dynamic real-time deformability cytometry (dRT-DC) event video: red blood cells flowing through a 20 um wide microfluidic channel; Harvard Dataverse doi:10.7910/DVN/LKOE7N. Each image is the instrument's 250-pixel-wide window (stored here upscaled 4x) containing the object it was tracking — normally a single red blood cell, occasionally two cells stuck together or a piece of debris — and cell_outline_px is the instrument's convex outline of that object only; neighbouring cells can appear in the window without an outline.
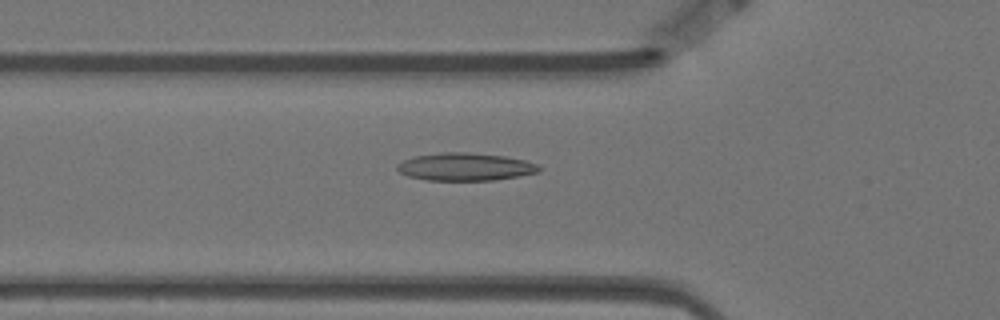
{"species": "Egyptian fruit bat (a non-hibernating species)", "species_latin": "Rousettus aegyptiacus", "temperature_condition": "warm", "stored_images_in_passage": 41, "camera_frame_rate_fps": 3000, "um_per_image_px": 0.085, "animal": {"sex": "female"}, "frame": {"image": 1, "passage_image": 3, "time_ms": 0.667, "image_size_px": [1000, 320], "cell_outline_px": [[540, 172], [496, 180], [428, 180], [408, 176], [400, 172], [396, 168], [396, 164], [404, 160], [416, 156], [444, 152], [464, 152], [504, 156], [524, 160], [536, 164], [540, 168]], "centroid_in_image_um": [39.54, 14.18], "position_along_channel_um": 86.3, "area_um2": 22.72}}
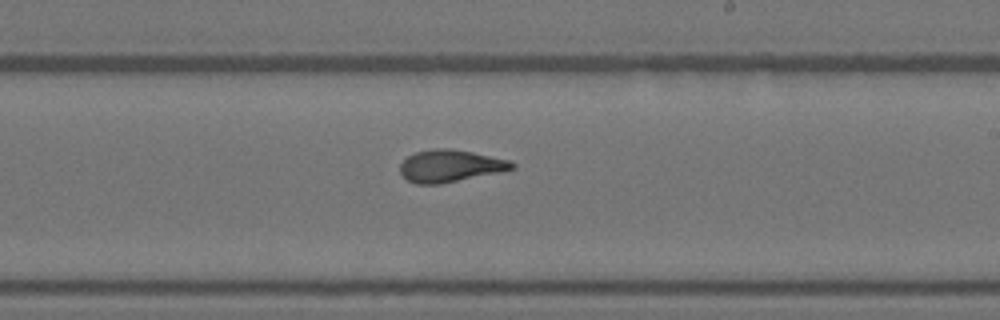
{"frame": {"image": 2, "passage_image": 17, "time_ms": 5.333, "image_size_px": [1000, 320], "cell_outline_px": [[516, 168], [500, 172], [440, 184], [416, 184], [408, 180], [400, 172], [400, 164], [408, 156], [416, 152], [432, 148], [452, 148], [472, 152], [508, 160], [516, 164]], "centroid_in_image_um": [38.26, 14.1], "position_along_channel_um": 250.7, "area_um2": 20.92}}
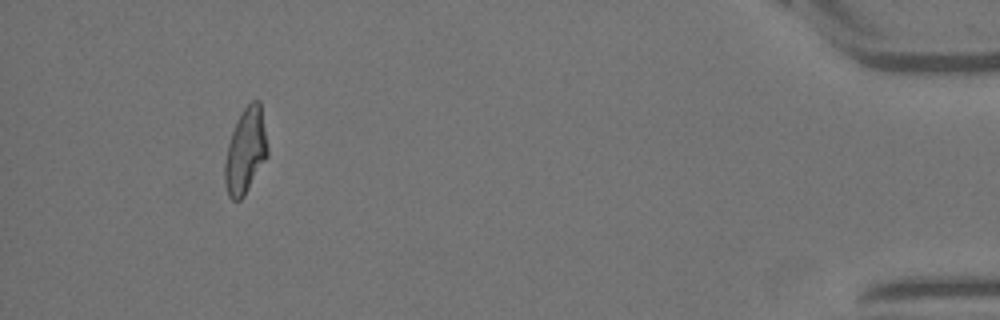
{"frame": {"image": 3, "passage_image": 37, "time_ms": 12.0, "image_size_px": [1000, 320], "cell_outline_px": [[268, 156], [244, 196], [240, 200], [232, 200], [228, 196], [224, 180], [224, 164], [228, 144], [236, 120], [244, 108], [252, 100], [260, 100], [268, 148]], "centroid_in_image_um": [20.87, 12.84], "position_along_channel_um": 414.3, "area_um2": 21.33}, "authors_computed_cell_mechanics": {"area_um2": 20.9236, "velocity_mm_per_s": 3.5056, "shape_relaxation_time_tau1_ms": null, "shape_relaxation_time_tau2_ms": 1.4583, "deformation_change_tau1": null, "deformation_change_tau2": 0.0955}}